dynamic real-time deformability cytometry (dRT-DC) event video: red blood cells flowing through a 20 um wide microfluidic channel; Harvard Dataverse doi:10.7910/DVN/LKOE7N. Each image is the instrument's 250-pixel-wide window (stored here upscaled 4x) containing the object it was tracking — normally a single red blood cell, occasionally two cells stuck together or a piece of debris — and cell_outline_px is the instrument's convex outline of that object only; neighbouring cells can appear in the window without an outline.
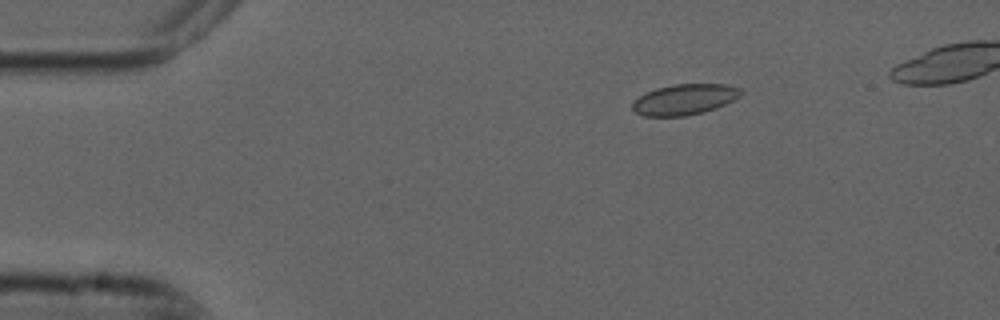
{"species": "common noctule bat (a hibernating species)", "species_latin": "Nyctalus noctula", "temperature_condition": "cold", "stored_images_in_passage": 6, "camera_frame_rate_fps": 3000, "um_per_image_px": 0.085, "animal": {"sex": "male", "forearm_length_mm": 52.5}, "frame": {"image": 1, "passage_image": 3, "time_ms": 0.667, "image_size_px": [1000, 320], "cell_outline_px": [[744, 92], [740, 96], [716, 108], [704, 112], [684, 116], [644, 116], [636, 112], [632, 108], [632, 104], [640, 96], [656, 88], [676, 84], [728, 84], [744, 88]], "centroid_in_image_um": [58.25, 8.44], "position_along_channel_um": 26.8, "area_um2": 19.36}}